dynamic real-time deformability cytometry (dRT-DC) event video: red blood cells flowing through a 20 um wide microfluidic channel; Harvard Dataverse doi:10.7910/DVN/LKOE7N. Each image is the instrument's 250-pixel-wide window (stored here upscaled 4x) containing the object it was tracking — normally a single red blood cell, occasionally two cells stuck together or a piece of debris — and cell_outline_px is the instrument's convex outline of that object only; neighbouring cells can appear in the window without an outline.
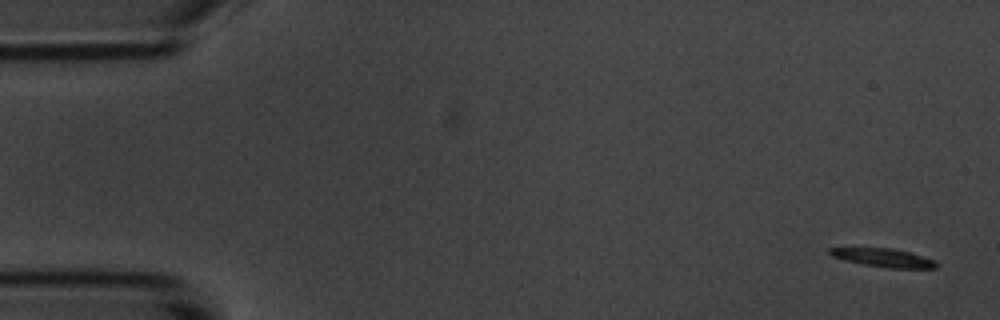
{"species": "common noctule bat (a hibernating species)", "species_latin": "Nyctalus noctula", "temperature_condition": "room temperature", "stored_images_in_passage": 5, "camera_frame_rate_fps": 3000, "um_per_image_px": 0.085, "animal": {"sex": "male", "body_mass_g": 20.1, "forearm_length_mm": 53.5}, "frame": {"image": 1, "passage_image": 1, "time_ms": 0.0, "image_size_px": [1000, 320], "cell_outline_px": [[940, 264], [936, 268], [888, 268], [864, 264], [844, 260], [832, 256], [828, 252], [828, 248], [892, 248], [908, 252], [936, 260]], "centroid_in_image_um": [75.13, 21.91], "position_along_channel_um": 9.9, "area_um2": 11.39}}
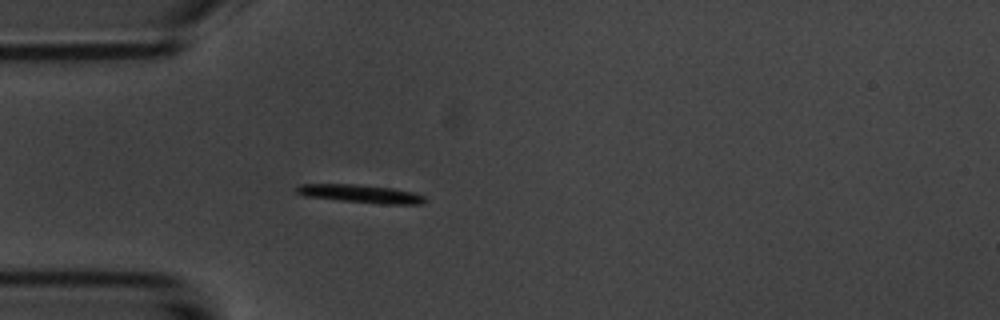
{"frame": {"image": 2, "passage_image": 5, "time_ms": 4.667, "image_size_px": [1000, 320], "cell_outline_px": [[428, 200], [424, 204], [380, 204], [340, 200], [304, 196], [296, 192], [296, 188], [300, 184], [352, 184], [392, 188], [416, 192], [424, 196]], "centroid_in_image_um": [30.72, 16.48], "position_along_channel_um": 54.3, "area_um2": 13.64}}